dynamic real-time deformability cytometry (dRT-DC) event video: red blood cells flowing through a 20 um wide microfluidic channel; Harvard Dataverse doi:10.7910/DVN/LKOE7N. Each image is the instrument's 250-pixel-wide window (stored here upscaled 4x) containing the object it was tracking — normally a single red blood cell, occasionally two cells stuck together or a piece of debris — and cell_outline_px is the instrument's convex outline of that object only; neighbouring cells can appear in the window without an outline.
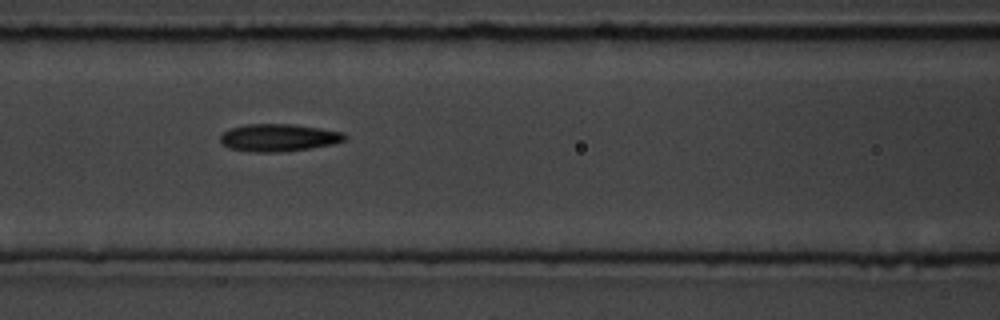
{"species": "common noctule bat (a hibernating species)", "species_latin": "Nyctalus noctula", "temperature_condition": "room temperature", "stored_images_in_passage": 15, "camera_frame_rate_fps": 3000, "um_per_image_px": 0.085, "animal": {"sex": "male", "body_mass_g": 19.5, "forearm_length_mm": 54.6}, "frame": {"image": 1, "passage_image": 7, "time_ms": 7.667, "image_size_px": [1000, 320], "cell_outline_px": [[348, 140], [332, 144], [308, 148], [280, 152], [252, 152], [228, 148], [220, 144], [220, 136], [224, 132], [232, 128], [244, 124], [292, 124], [320, 128], [344, 132], [348, 136]], "centroid_in_image_um": [23.69, 11.7], "position_along_channel_um": 142.9, "area_um2": 20.06}}
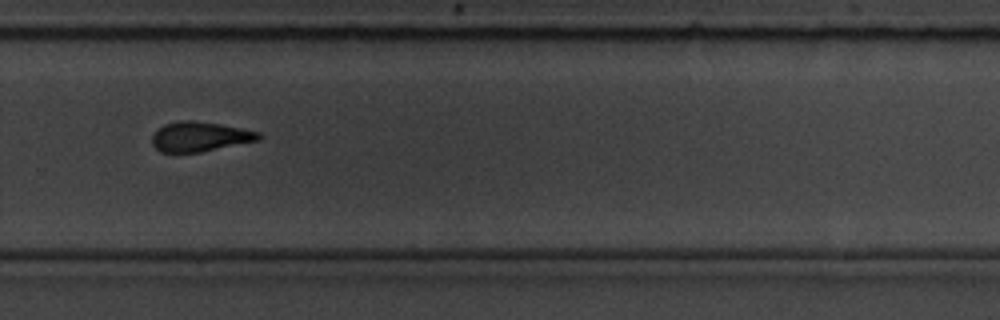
{"frame": {"image": 2, "passage_image": 11, "time_ms": 12.333, "image_size_px": [1000, 320], "cell_outline_px": [[264, 136], [260, 140], [200, 152], [160, 152], [152, 144], [152, 132], [156, 128], [164, 124], [184, 120], [192, 120], [220, 124], [260, 132]], "centroid_in_image_um": [16.98, 11.61], "position_along_channel_um": 312.8, "area_um2": 18.61}, "authors_computed_cell_mechanics": {"area_um2": 18.6116, "velocity_mm_per_s": 3.641, "shape_relaxation_time_tau1_ms": null, "shape_relaxation_time_tau2_ms": 7.7026, "deformation_change_tau1": null, "deformation_change_tau2": 0.1662}}